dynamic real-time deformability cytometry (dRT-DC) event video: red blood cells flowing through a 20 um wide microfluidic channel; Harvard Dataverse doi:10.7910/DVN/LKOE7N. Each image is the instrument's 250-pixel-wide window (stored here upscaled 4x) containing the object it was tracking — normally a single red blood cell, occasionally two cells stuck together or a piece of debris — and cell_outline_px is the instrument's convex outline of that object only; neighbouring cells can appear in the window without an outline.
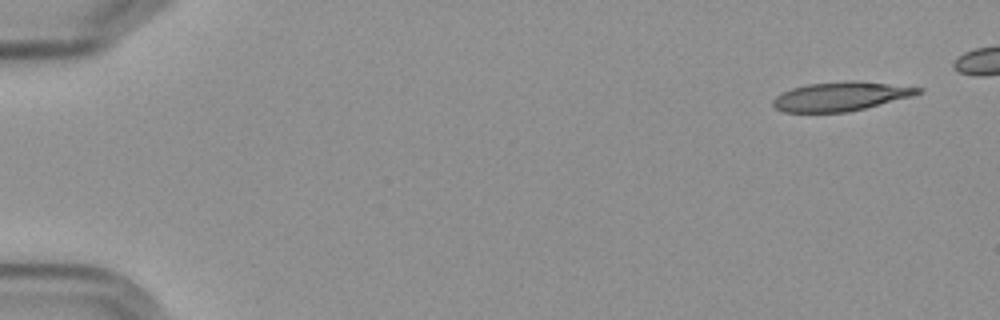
{"species": "Egyptian fruit bat (a non-hibernating species)", "species_latin": "Rousettus aegyptiacus", "temperature_condition": "cold", "stored_images_in_passage": 6, "camera_frame_rate_fps": 3000, "um_per_image_px": 0.085, "frame": {"image": 1, "passage_image": 1, "time_ms": 0.0, "image_size_px": [1000, 320], "cell_outline_px": [[924, 92], [912, 96], [848, 112], [784, 112], [776, 108], [772, 104], [772, 100], [776, 96], [792, 88], [808, 84], [852, 80], [856, 80], [924, 88]], "centroid_in_image_um": [71.48, 8.19], "position_along_channel_um": 13.5, "area_um2": 24.39}}